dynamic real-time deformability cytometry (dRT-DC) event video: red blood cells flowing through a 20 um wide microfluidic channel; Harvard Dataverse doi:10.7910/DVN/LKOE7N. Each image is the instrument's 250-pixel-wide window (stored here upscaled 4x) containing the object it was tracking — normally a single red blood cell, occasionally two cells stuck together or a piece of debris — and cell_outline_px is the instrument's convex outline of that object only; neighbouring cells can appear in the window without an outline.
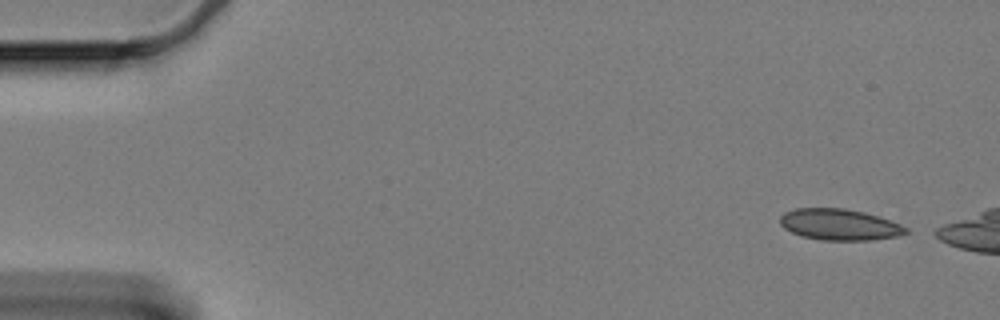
{"species": "Egyptian fruit bat (a non-hibernating species)", "species_latin": "Rousettus aegyptiacus", "temperature_condition": "cold", "stored_images_in_passage": 39, "camera_frame_rate_fps": 3000, "um_per_image_px": 0.085, "animal": {"sex": "female"}, "frame": {"image": 1, "passage_image": 1, "time_ms": 0.0, "image_size_px": [1000, 320], "cell_outline_px": [[908, 232], [900, 236], [872, 240], [824, 240], [800, 236], [784, 228], [780, 224], [780, 216], [784, 212], [796, 208], [844, 208], [864, 212], [900, 224], [908, 228]], "centroid_in_image_um": [71.34, 19.09], "position_along_channel_um": 13.7, "area_um2": 22.89}}
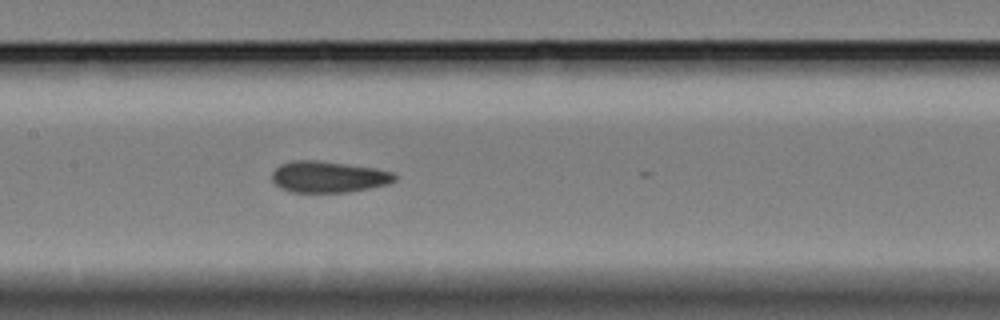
{"frame": {"image": 2, "passage_image": 26, "time_ms": 8.333, "image_size_px": [1000, 320], "cell_outline_px": [[396, 180], [388, 184], [348, 192], [292, 192], [280, 188], [272, 180], [272, 172], [280, 164], [292, 160], [316, 160], [376, 168], [396, 172]], "centroid_in_image_um": [27.92, 15.02], "position_along_channel_um": 179.5, "area_um2": 22.48}}
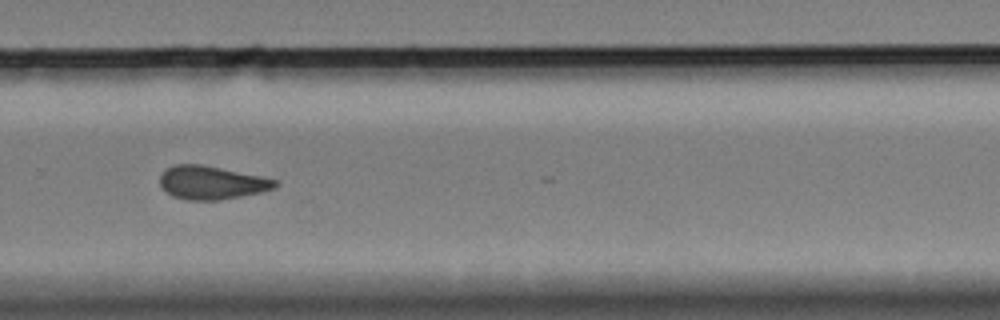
{"frame": {"image": 3, "passage_image": 38, "time_ms": 12.333, "image_size_px": [1000, 320], "cell_outline_px": [[280, 184], [276, 188], [260, 192], [220, 200], [184, 200], [172, 196], [160, 184], [160, 176], [168, 168], [176, 164], [200, 164], [260, 176], [276, 180]], "centroid_in_image_um": [18.0, 15.53], "position_along_channel_um": 311.8, "area_um2": 22.14}}